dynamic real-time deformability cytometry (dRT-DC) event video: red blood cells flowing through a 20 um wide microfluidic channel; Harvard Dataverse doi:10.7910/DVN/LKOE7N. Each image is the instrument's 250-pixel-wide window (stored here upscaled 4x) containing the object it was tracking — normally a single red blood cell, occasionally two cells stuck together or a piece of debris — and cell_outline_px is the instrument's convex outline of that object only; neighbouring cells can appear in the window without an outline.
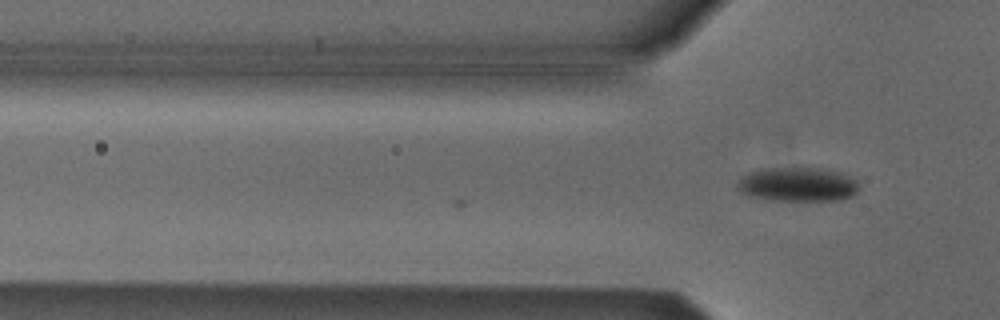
{"species": "Egyptian fruit bat (a non-hibernating species)", "species_latin": "Rousettus aegyptiacus", "temperature_condition": "cold", "stored_images_in_passage": 2, "camera_frame_rate_fps": 3000, "um_per_image_px": 0.085, "animal": {"sex": "male"}, "frame": {"image": 1, "passage_image": 2, "time_ms": 0.333, "image_size_px": [1000, 320], "cell_outline_px": [[856, 192], [852, 196], [840, 200], [772, 200], [748, 196], [740, 192], [736, 188], [736, 184], [740, 176], [748, 172], [768, 168], [820, 168], [840, 172], [856, 180]], "centroid_in_image_um": [67.73, 15.67], "position_along_channel_um": 58.1, "area_um2": 24.22}}